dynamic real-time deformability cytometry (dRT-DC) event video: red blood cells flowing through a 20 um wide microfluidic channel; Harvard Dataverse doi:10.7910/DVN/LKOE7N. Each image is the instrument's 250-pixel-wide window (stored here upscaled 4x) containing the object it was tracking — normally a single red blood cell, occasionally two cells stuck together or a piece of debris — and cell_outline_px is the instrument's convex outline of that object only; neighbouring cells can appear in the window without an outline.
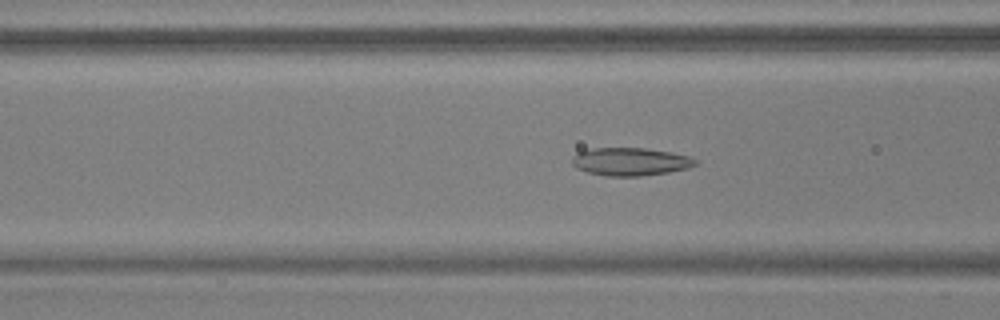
{"species": "common noctule bat (a hibernating species)", "species_latin": "Nyctalus noctula", "temperature_condition": "warm", "stored_images_in_passage": 55, "camera_frame_rate_fps": 3000, "um_per_image_px": 0.085, "animal": {"sex": "male", "body_mass_g": 17.9, "forearm_length_mm": 54.2}, "frame": {"image": 1, "passage_image": 22, "time_ms": 7.0, "image_size_px": [1000, 320], "cell_outline_px": [[696, 164], [688, 168], [668, 172], [640, 176], [604, 176], [588, 172], [576, 168], [572, 164], [572, 156], [580, 152], [592, 148], [648, 148], [672, 152], [688, 156], [696, 160]], "centroid_in_image_um": [53.57, 13.74], "position_along_channel_um": 113.0, "area_um2": 20.06}}
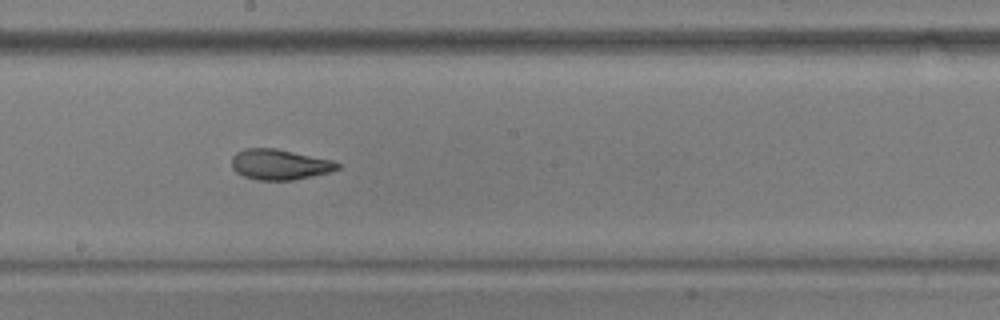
{"frame": {"image": 2, "passage_image": 31, "time_ms": 10.0, "image_size_px": [1000, 320], "cell_outline_px": [[340, 168], [332, 172], [292, 180], [256, 180], [244, 176], [236, 172], [232, 168], [232, 156], [236, 152], [244, 148], [276, 148], [332, 160], [340, 164]], "centroid_in_image_um": [23.76, 13.98], "position_along_channel_um": 224.4, "area_um2": 18.9}}
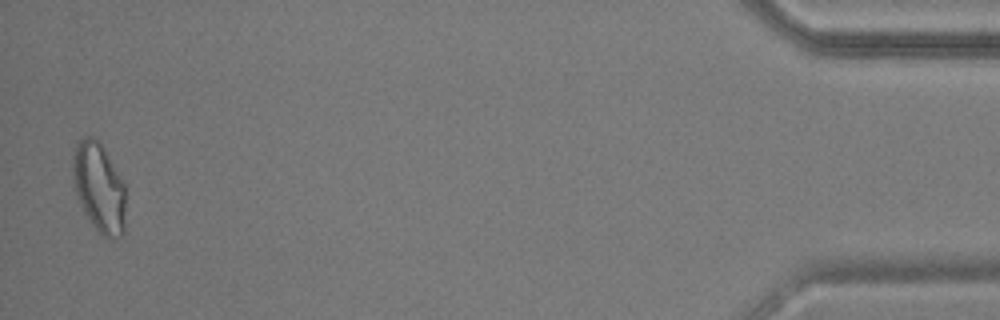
{"frame": {"image": 3, "passage_image": 54, "time_ms": 17.667, "image_size_px": [1000, 320], "cell_outline_px": [[124, 236], [116, 240], [108, 240], [92, 224], [84, 212], [80, 204], [76, 192], [72, 176], [72, 156], [80, 140], [84, 136], [92, 136], [104, 148], [124, 184]], "centroid_in_image_um": [8.41, 15.99], "position_along_channel_um": 426.8, "area_um2": 27.4}, "authors_computed_cell_mechanics": {"area_um2": 21.0392, "velocity_mm_per_s": 3.7088, "shape_relaxation_time_tau1_ms": null, "shape_relaxation_time_tau2_ms": 1.7664, "deformation_change_tau1": null, "deformation_change_tau2": 0.087}}